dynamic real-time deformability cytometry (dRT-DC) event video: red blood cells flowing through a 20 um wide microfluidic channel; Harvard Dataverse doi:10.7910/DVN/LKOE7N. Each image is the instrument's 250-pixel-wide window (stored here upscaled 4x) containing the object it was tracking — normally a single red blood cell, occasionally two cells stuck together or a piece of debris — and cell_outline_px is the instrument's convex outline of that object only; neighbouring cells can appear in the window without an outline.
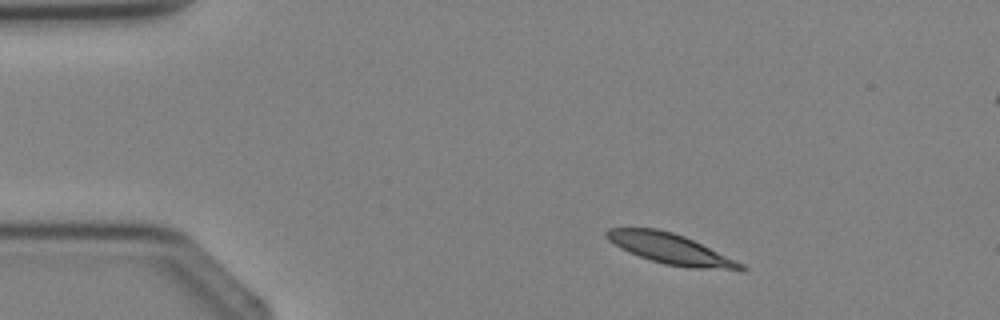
{"species": "Egyptian fruit bat (a non-hibernating species)", "species_latin": "Rousettus aegyptiacus", "temperature_condition": "cold", "stored_images_in_passage": 3, "camera_frame_rate_fps": 3000, "um_per_image_px": 0.085, "animal": {"sex": "female"}, "frame": {"image": 1, "passage_image": 1, "time_ms": 0.0, "image_size_px": [1000, 320], "cell_outline_px": [[748, 268], [744, 272], [740, 272], [692, 268], [664, 264], [628, 252], [620, 248], [608, 240], [604, 232], [608, 228], [656, 228], [672, 232], [684, 236], [744, 264]], "centroid_in_image_um": [57.06, 21.18], "position_along_channel_um": 27.9, "area_um2": 23.99}}